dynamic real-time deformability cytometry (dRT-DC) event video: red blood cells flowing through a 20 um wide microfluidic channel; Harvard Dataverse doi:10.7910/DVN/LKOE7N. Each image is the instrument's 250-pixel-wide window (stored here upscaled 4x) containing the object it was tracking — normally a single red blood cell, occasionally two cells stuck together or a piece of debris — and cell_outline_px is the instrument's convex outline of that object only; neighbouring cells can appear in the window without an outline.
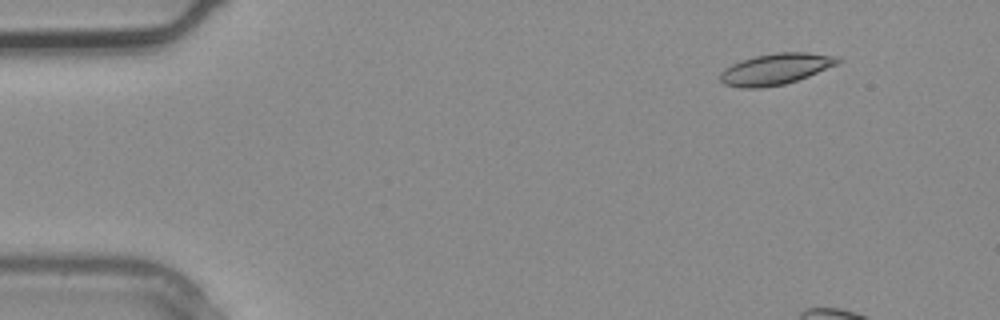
{"species": "common noctule bat (a hibernating species)", "species_latin": "Nyctalus noctula", "temperature_condition": "warm", "stored_images_in_passage": 4, "camera_frame_rate_fps": 3000, "um_per_image_px": 0.085, "animal": {"sex": "male", "body_mass_g": 20.4}, "frame": {"image": 1, "passage_image": 2, "time_ms": 0.333, "image_size_px": [1000, 320], "cell_outline_px": [[844, 60], [836, 64], [808, 76], [784, 84], [760, 88], [740, 88], [724, 84], [720, 80], [720, 72], [724, 68], [740, 60], [756, 56], [776, 52], [808, 52], [840, 56]], "centroid_in_image_um": [65.93, 5.86], "position_along_channel_um": 19.1, "area_um2": 21.44}}